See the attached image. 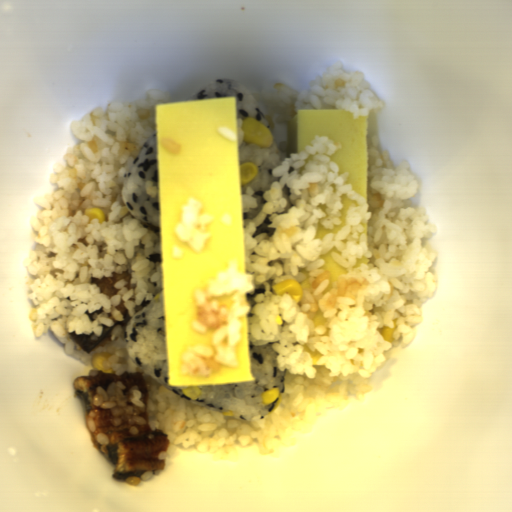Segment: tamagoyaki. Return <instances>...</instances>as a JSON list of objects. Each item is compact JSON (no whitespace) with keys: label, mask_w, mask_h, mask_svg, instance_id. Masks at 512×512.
Here are the masks:
<instances>
[{"label":"tamagoyaki","mask_w":512,"mask_h":512,"mask_svg":"<svg viewBox=\"0 0 512 512\" xmlns=\"http://www.w3.org/2000/svg\"><path fill=\"white\" fill-rule=\"evenodd\" d=\"M236 133L230 142L218 127ZM157 204L159 245L163 267V318L167 384L171 388L221 385L253 376L248 313L238 318L240 339L234 347L236 367L219 366L206 376H184L189 346L212 348L214 329L203 334L192 329L199 317L195 293L227 270L236 259L239 274L246 273L242 204L241 158L235 96L169 100L155 104ZM168 138L180 145L178 154L160 142ZM200 201L201 214L213 215L203 251L180 241L174 230L189 199ZM184 256L174 259L173 246Z\"/></svg>","instance_id":"obj_1"},{"label":"tamagoyaki","mask_w":512,"mask_h":512,"mask_svg":"<svg viewBox=\"0 0 512 512\" xmlns=\"http://www.w3.org/2000/svg\"><path fill=\"white\" fill-rule=\"evenodd\" d=\"M369 116L354 118L342 109L297 110L285 121L286 159L307 149L315 137L340 142L341 148L329 158L337 163L340 176L347 172V185L367 200Z\"/></svg>","instance_id":"obj_2"},{"label":"tamagoyaki","mask_w":512,"mask_h":512,"mask_svg":"<svg viewBox=\"0 0 512 512\" xmlns=\"http://www.w3.org/2000/svg\"><path fill=\"white\" fill-rule=\"evenodd\" d=\"M331 253H336L341 256V251L336 247H333L325 254H321V258L323 259V265L320 267V270L329 272V282L328 285L322 290L321 293H327L333 287L335 280L340 277L342 274L349 272L348 268L343 266L340 262H338Z\"/></svg>","instance_id":"obj_3"},{"label":"tamagoyaki","mask_w":512,"mask_h":512,"mask_svg":"<svg viewBox=\"0 0 512 512\" xmlns=\"http://www.w3.org/2000/svg\"><path fill=\"white\" fill-rule=\"evenodd\" d=\"M341 204H342V208L340 210V214H341V223L340 225H335L334 228H326L324 224L322 223H318L315 228H316V234H315V237L314 239H322V238H325L328 234H336V233H339L345 223H346V213L348 212V210L352 207H356L358 205L357 201L351 199L348 195H342L341 197Z\"/></svg>","instance_id":"obj_4"},{"label":"tamagoyaki","mask_w":512,"mask_h":512,"mask_svg":"<svg viewBox=\"0 0 512 512\" xmlns=\"http://www.w3.org/2000/svg\"><path fill=\"white\" fill-rule=\"evenodd\" d=\"M304 347V352L305 353H309L310 354V360L312 362V364H317L321 358H322V354L320 352H318L316 349L315 350H311L309 346H307L306 344L303 345Z\"/></svg>","instance_id":"obj_5"},{"label":"tamagoyaki","mask_w":512,"mask_h":512,"mask_svg":"<svg viewBox=\"0 0 512 512\" xmlns=\"http://www.w3.org/2000/svg\"><path fill=\"white\" fill-rule=\"evenodd\" d=\"M312 320L314 328L319 325H324L328 321L327 318L323 316V313L320 308L316 310Z\"/></svg>","instance_id":"obj_6"}]
</instances>
